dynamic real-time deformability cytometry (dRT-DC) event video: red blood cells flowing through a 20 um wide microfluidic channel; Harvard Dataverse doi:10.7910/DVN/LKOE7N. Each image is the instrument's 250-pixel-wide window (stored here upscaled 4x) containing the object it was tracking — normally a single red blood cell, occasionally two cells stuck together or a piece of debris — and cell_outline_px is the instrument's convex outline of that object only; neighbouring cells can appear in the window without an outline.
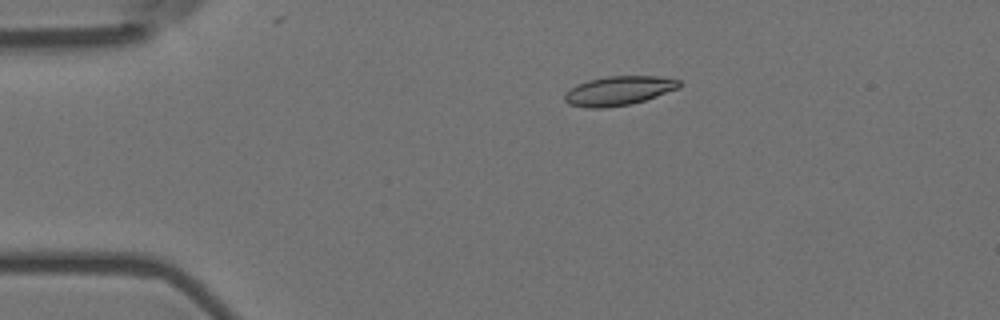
{"species": "Egyptian fruit bat (a non-hibernating species)", "species_latin": "Rousettus aegyptiacus", "temperature_condition": "room temperature", "stored_images_in_passage": 2, "camera_frame_rate_fps": 3000, "um_per_image_px": 0.085, "animal": {"sex": "female"}, "frame": {"image": 1, "passage_image": 1, "time_ms": 0.0, "image_size_px": [1000, 320], "cell_outline_px": [[680, 88], [632, 104], [604, 108], [588, 108], [568, 104], [564, 100], [564, 92], [576, 84], [588, 80], [608, 76], [660, 76], [680, 80]], "centroid_in_image_um": [52.56, 7.71], "position_along_channel_um": 32.4, "area_um2": 19.65}}